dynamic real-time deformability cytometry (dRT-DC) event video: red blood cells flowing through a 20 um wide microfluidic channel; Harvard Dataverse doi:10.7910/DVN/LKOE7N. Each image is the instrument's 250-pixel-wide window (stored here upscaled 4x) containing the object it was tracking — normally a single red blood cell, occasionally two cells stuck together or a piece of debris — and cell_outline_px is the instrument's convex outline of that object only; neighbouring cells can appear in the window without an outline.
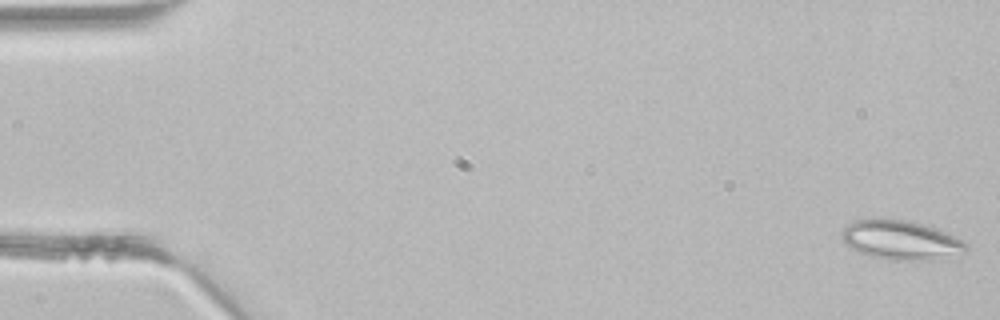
{"species": "common noctule bat (a hibernating species)", "species_latin": "Nyctalus noctula", "temperature_condition": "room temperature", "stored_images_in_passage": 14, "camera_frame_rate_fps": 3000, "um_per_image_px": 0.085, "animal": {"sex": "male", "body_mass_g": 21.5, "forearm_length_mm": 52.0}, "frame": {"image": 1, "passage_image": 1, "time_ms": 0.0, "image_size_px": [1000, 320], "cell_outline_px": [[968, 248], [964, 252], [920, 260], [896, 260], [868, 256], [844, 244], [840, 236], [840, 232], [848, 224], [856, 220], [872, 216], [876, 216], [908, 220], [924, 224], [948, 232], [964, 240], [968, 244]], "centroid_in_image_um": [76.5, 20.34], "position_along_channel_um": 8.5, "area_um2": 28.84}}